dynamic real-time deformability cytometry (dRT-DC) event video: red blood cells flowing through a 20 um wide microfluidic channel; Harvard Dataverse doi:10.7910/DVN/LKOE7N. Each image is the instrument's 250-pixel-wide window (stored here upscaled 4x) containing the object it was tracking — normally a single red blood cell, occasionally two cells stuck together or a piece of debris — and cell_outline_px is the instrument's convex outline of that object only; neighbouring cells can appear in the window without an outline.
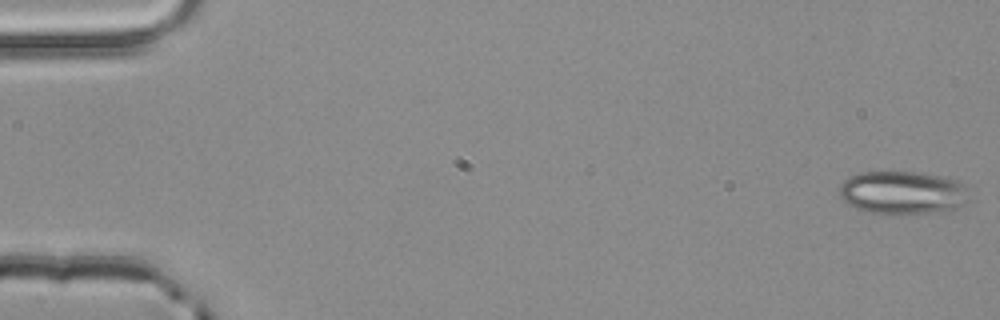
{"species": "common noctule bat (a hibernating species)", "species_latin": "Nyctalus noctula", "temperature_condition": "room temperature", "stored_images_in_passage": 53, "camera_frame_rate_fps": 3000, "um_per_image_px": 0.085, "animal": {"sex": "male", "body_mass_g": 20.4}, "frame": {"image": 1, "passage_image": 1, "time_ms": 0.0, "image_size_px": [1000, 320], "cell_outline_px": [[968, 200], [964, 204], [956, 208], [908, 216], [900, 216], [868, 212], [856, 208], [848, 204], [840, 196], [840, 184], [848, 176], [860, 172], [912, 172], [940, 176], [956, 180], [964, 184]], "centroid_in_image_um": [76.68, 16.4], "position_along_channel_um": 8.3, "area_um2": 32.95}}
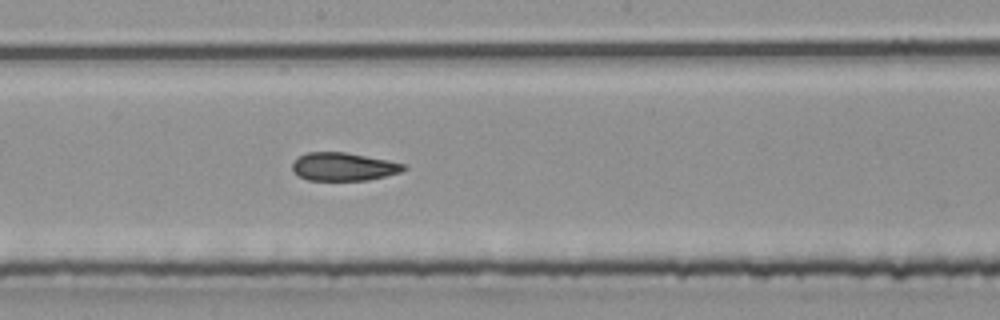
{"frame": {"image": 2, "passage_image": 29, "time_ms": 9.333, "image_size_px": [1000, 320], "cell_outline_px": [[408, 168], [400, 172], [368, 180], [308, 180], [292, 172], [292, 164], [296, 156], [308, 152], [344, 152], [408, 164]], "centroid_in_image_um": [29.18, 14.16], "position_along_channel_um": 219.0, "area_um2": 18.32}}
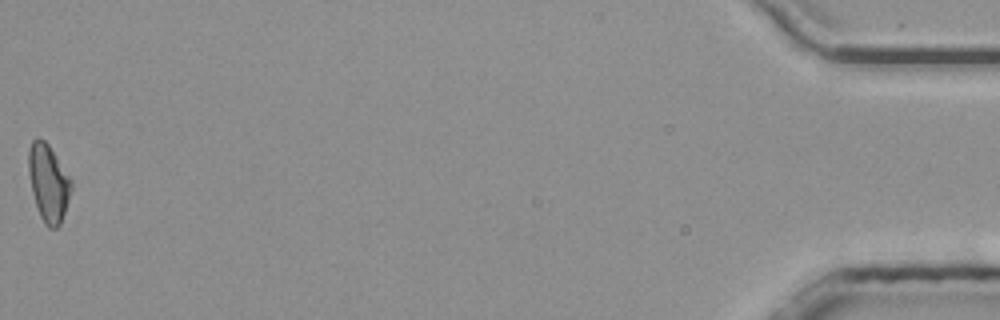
{"frame": {"image": 3, "passage_image": 53, "time_ms": 17.333, "image_size_px": [1000, 320], "cell_outline_px": [[72, 188], [60, 224], [56, 228], [48, 228], [44, 224], [40, 216], [32, 192], [28, 172], [28, 148], [32, 140], [44, 140], [48, 144], [72, 180]], "centroid_in_image_um": [4.1, 15.55], "position_along_channel_um": 431.1, "area_um2": 19.02}, "authors_computed_cell_mechanics": {"area_um2": 19.074, "velocity_mm_per_s": 3.9549, "shape_relaxation_time_tau1_ms": null, "shape_relaxation_time_tau2_ms": 3.6852, "deformation_change_tau1": null, "deformation_change_tau2": 0.1119}}